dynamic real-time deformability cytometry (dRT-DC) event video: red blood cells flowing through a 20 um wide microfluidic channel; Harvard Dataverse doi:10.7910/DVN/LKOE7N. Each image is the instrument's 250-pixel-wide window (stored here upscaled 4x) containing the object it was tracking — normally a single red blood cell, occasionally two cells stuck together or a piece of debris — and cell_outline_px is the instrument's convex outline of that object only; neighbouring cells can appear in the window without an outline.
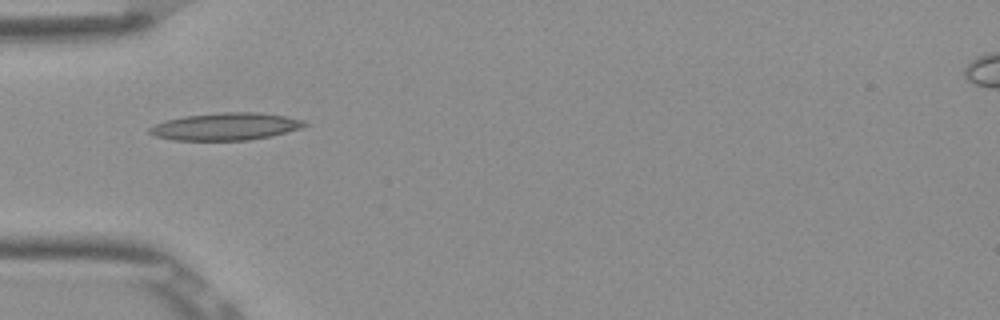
{"species": "Egyptian fruit bat (a non-hibernating species)", "species_latin": "Rousettus aegyptiacus", "temperature_condition": "room temperature", "stored_images_in_passage": 8, "camera_frame_rate_fps": 3000, "um_per_image_px": 0.085, "frame": {"image": 1, "passage_image": 5, "time_ms": 1.333, "image_size_px": [1000, 320], "cell_outline_px": [[308, 124], [304, 128], [272, 136], [248, 140], [172, 140], [156, 136], [148, 132], [148, 128], [164, 120], [184, 116], [220, 112], [260, 112], [284, 116], [304, 120]], "centroid_in_image_um": [19.21, 10.75], "position_along_channel_um": 65.8, "area_um2": 24.91}}
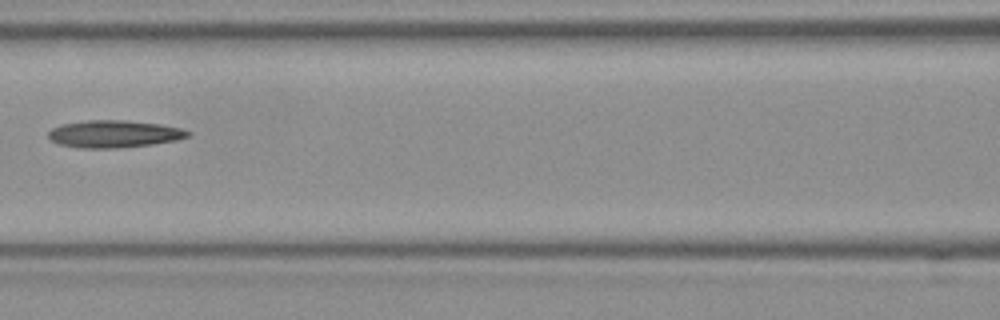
{"frame": {"image": 2, "passage_image": 7, "time_ms": 2.0, "image_size_px": [1000, 320], "cell_outline_px": [[192, 136], [176, 140], [152, 144], [116, 148], [80, 148], [56, 144], [48, 136], [48, 132], [52, 128], [60, 124], [88, 120], [128, 120], [160, 124], [180, 128], [192, 132]], "centroid_in_image_um": [9.69, 11.38], "position_along_channel_um": 156.9, "area_um2": 22.37}}
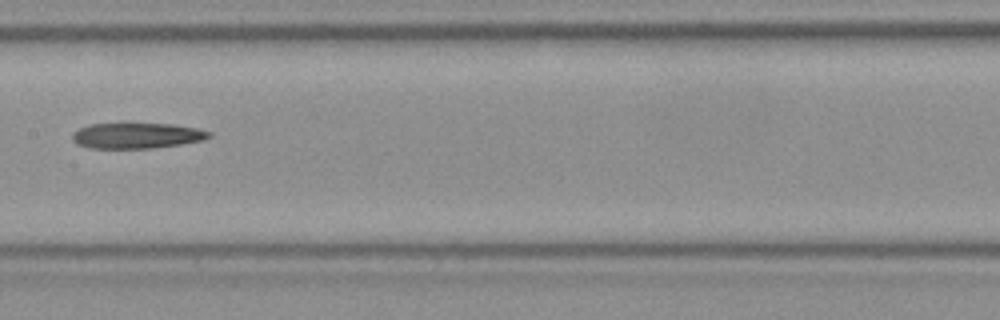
{"frame": {"image": 3, "passage_image": 8, "time_ms": 2.333, "image_size_px": [1000, 320], "cell_outline_px": [[212, 136], [204, 140], [180, 144], [152, 148], [88, 148], [76, 144], [72, 140], [72, 132], [88, 124], [120, 120], [172, 124], [196, 128], [212, 132]], "centroid_in_image_um": [11.56, 11.47], "position_along_channel_um": 195.8, "area_um2": 21.62}}